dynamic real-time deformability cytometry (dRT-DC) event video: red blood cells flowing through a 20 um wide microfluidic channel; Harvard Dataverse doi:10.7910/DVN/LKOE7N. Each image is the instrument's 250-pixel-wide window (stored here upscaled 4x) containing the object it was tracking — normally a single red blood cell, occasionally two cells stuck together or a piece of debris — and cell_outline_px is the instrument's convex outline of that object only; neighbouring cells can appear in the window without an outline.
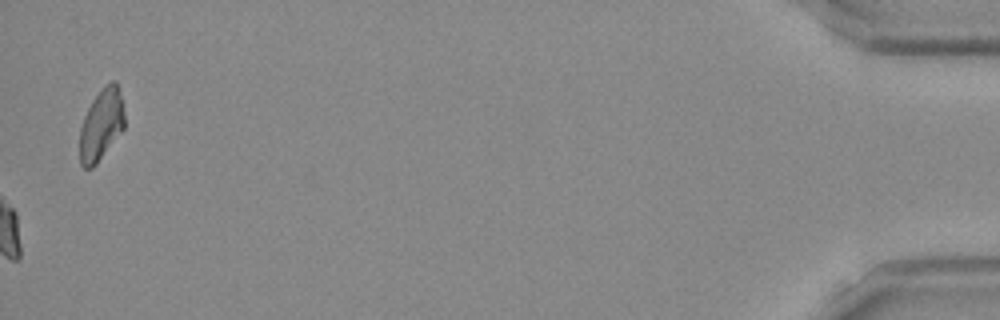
{"species": "Egyptian fruit bat (a non-hibernating species)", "species_latin": "Rousettus aegyptiacus", "temperature_condition": "room temperature", "stored_images_in_passage": 52, "camera_frame_rate_fps": 3000, "um_per_image_px": 0.085, "frame": {"image": 1, "passage_image": 52, "time_ms": 17.0, "image_size_px": [1000, 320], "cell_outline_px": [[124, 128], [96, 164], [92, 168], [84, 168], [80, 164], [80, 128], [84, 116], [92, 100], [104, 84], [112, 80], [116, 80], [124, 112]], "centroid_in_image_um": [8.6, 10.58], "position_along_channel_um": 426.6, "area_um2": 18.5}, "authors_computed_cell_mechanics": {"area_um2": 22.1085, "velocity_mm_per_s": 3.8883, "shape_relaxation_time_tau1_ms": 8.6329, "shape_relaxation_time_tau2_ms": 2.6339, "deformation_change_tau1": 0.1749, "deformation_change_tau2": 0.0662}}